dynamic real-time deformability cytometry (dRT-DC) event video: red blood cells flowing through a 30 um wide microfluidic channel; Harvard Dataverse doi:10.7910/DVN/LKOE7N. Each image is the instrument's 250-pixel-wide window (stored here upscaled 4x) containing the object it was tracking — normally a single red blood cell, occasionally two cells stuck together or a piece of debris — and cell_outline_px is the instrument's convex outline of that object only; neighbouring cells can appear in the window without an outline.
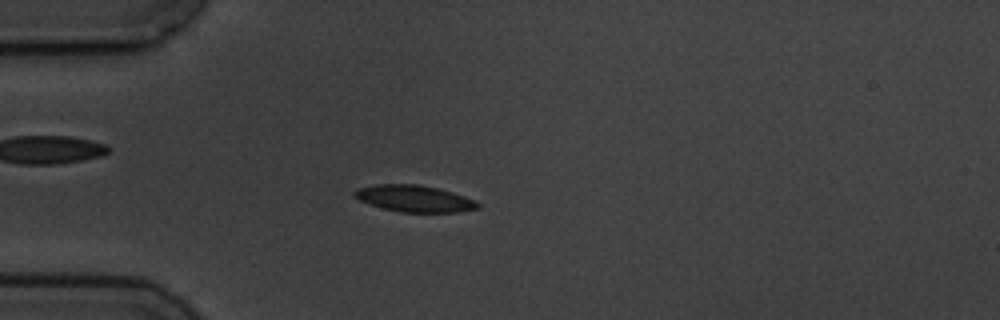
{"species": "common noctule bat (a hibernating species)", "species_latin": "Nyctalus noctula", "temperature_condition": "cold", "stored_images_in_passage": 5, "camera_frame_rate_fps": 3000, "um_per_image_px": 0.085, "animal": {"sex": "male", "body_mass_g": 19.5, "forearm_length_mm": 54.6}, "frame": {"image": 1, "passage_image": 3, "time_ms": 3.333, "image_size_px": [1000, 320], "cell_outline_px": [[480, 208], [460, 212], [400, 212], [384, 208], [360, 200], [352, 196], [352, 192], [356, 188], [376, 184], [420, 184], [452, 192], [476, 200], [480, 204]], "centroid_in_image_um": [35.23, 16.87], "position_along_channel_um": 49.8, "area_um2": 19.19}}
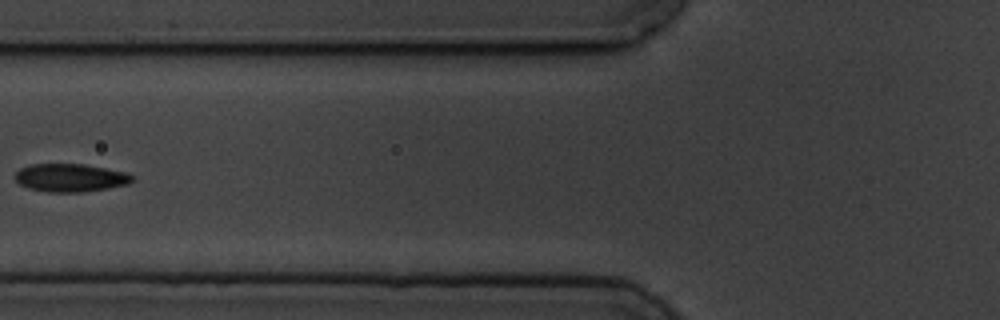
{"frame": {"image": 2, "passage_image": 5, "time_ms": 5.667, "image_size_px": [1000, 320], "cell_outline_px": [[136, 180], [128, 184], [108, 188], [84, 192], [48, 192], [28, 188], [20, 184], [12, 176], [20, 168], [32, 164], [84, 164], [124, 172], [136, 176]], "centroid_in_image_um": [5.99, 15.11], "position_along_channel_um": 119.8, "area_um2": 19.31}}